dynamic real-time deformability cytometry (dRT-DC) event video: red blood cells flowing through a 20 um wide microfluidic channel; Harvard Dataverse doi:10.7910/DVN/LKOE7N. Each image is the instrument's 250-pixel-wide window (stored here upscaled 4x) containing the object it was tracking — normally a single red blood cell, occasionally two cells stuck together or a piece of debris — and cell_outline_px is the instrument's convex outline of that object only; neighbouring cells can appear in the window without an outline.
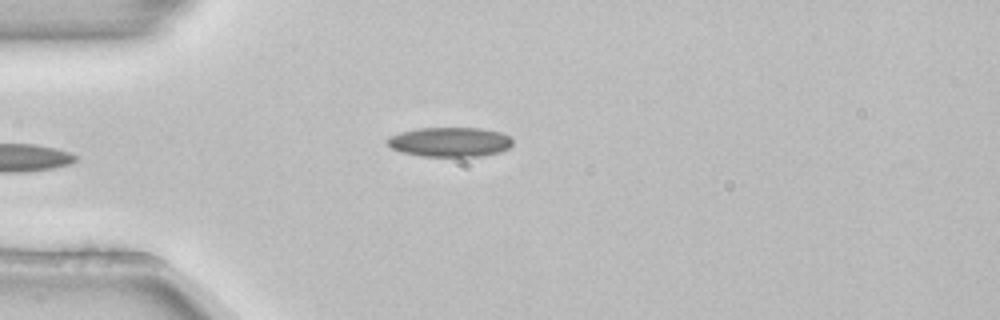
{"species": "common noctule bat (a hibernating species)", "species_latin": "Nyctalus noctula", "temperature_condition": "room temperature", "stored_images_in_passage": 1, "camera_frame_rate_fps": 3000, "um_per_image_px": 0.085, "animal": {"sex": "female", "body_mass_g": 22.7, "forearm_length_mm": 54.2}, "frame": {"image": 1, "passage_image": 1, "time_ms": 0.0, "image_size_px": [1000, 320], "cell_outline_px": [[512, 144], [508, 148], [500, 152], [480, 156], [420, 156], [400, 152], [392, 148], [384, 140], [388, 136], [400, 132], [416, 128], [484, 128], [500, 132], [508, 136], [512, 140]], "centroid_in_image_um": [38.19, 12.06], "position_along_channel_um": 46.8, "area_um2": 21.73}}